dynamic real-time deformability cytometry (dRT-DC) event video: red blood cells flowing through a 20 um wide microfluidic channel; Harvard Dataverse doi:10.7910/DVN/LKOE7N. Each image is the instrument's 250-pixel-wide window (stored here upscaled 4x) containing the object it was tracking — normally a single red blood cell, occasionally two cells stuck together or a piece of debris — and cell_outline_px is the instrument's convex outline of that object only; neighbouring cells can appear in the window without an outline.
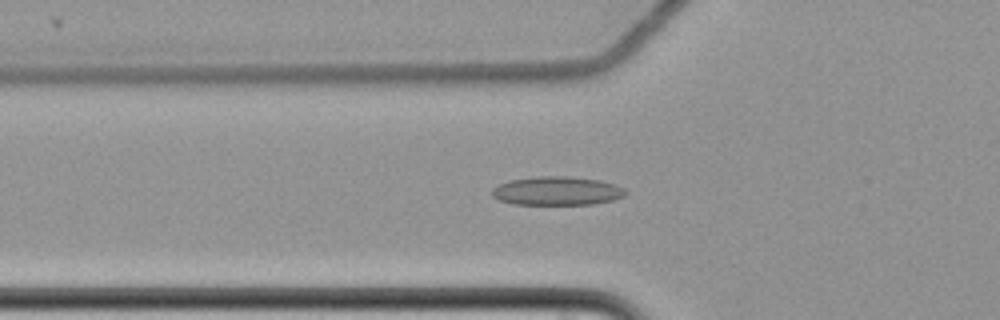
{"species": "common noctule bat (a hibernating species)", "species_latin": "Nyctalus noctula", "temperature_condition": "cold", "stored_images_in_passage": 62, "camera_frame_rate_fps": 3000, "um_per_image_px": 0.085, "animal": {"sex": "female", "body_mass_g": 22.7, "forearm_length_mm": 54.2}, "frame": {"image": 1, "passage_image": 24, "time_ms": 7.667, "image_size_px": [1000, 320], "cell_outline_px": [[628, 192], [624, 196], [612, 200], [592, 204], [512, 204], [500, 200], [492, 196], [492, 188], [508, 180], [540, 176], [568, 176], [600, 180], [624, 188]], "centroid_in_image_um": [47.33, 16.22], "position_along_channel_um": 78.5, "area_um2": 22.25}}
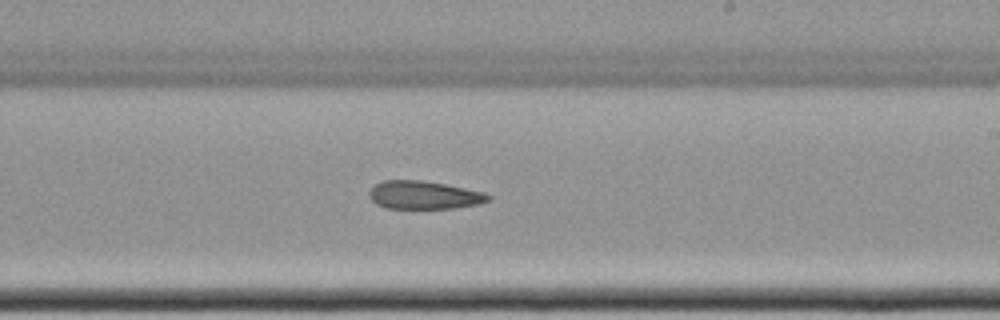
{"frame": {"image": 2, "passage_image": 39, "time_ms": 12.667, "image_size_px": [1000, 320], "cell_outline_px": [[492, 200], [480, 204], [452, 208], [384, 208], [376, 204], [368, 196], [368, 192], [376, 184], [384, 180], [420, 180], [444, 184], [484, 192], [492, 196]], "centroid_in_image_um": [36.05, 16.58], "position_along_channel_um": 253.0, "area_um2": 19.54}}
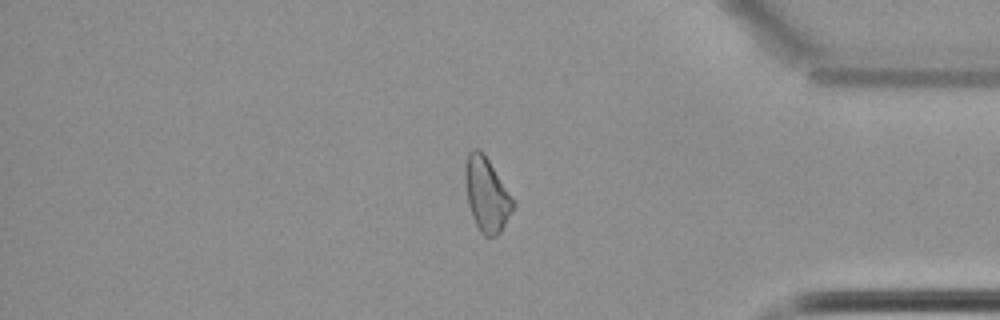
{"frame": {"image": 3, "passage_image": 53, "time_ms": 17.333, "image_size_px": [1000, 320], "cell_outline_px": [[516, 204], [512, 212], [500, 232], [496, 236], [484, 236], [480, 232], [472, 216], [468, 204], [464, 180], [464, 168], [468, 152], [472, 148], [480, 148], [484, 152], [516, 200]], "centroid_in_image_um": [41.38, 16.48], "position_along_channel_um": 393.8, "area_um2": 21.27}, "authors_computed_cell_mechanics": {"area_um2": 21.7617, "velocity_mm_per_s": 3.4965, "shape_relaxation_time_tau1_ms": null, "shape_relaxation_time_tau2_ms": 9.3339, "deformation_change_tau1": null, "deformation_change_tau2": 0.1725}}